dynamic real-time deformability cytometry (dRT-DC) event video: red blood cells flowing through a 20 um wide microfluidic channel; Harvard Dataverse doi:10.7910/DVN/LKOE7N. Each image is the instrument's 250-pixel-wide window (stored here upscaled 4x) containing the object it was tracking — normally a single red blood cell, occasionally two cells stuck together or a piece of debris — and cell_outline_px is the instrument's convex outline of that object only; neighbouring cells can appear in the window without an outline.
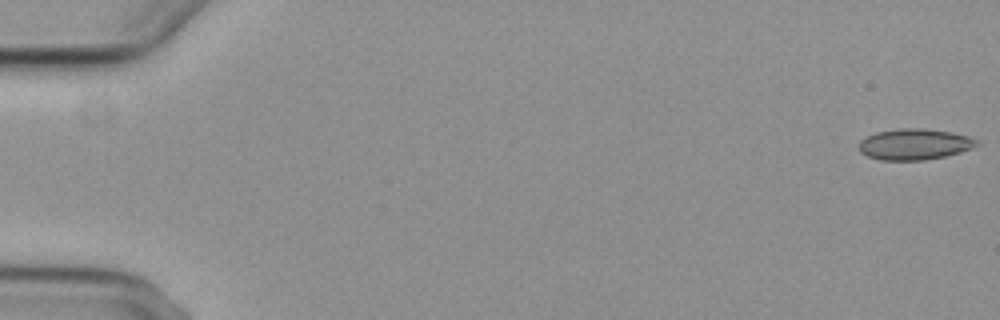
{"species": "common noctule bat (a hibernating species)", "species_latin": "Nyctalus noctula", "temperature_condition": "cold", "stored_images_in_passage": 5, "camera_frame_rate_fps": 3000, "um_per_image_px": 0.085, "animal": {"sex": "female", "body_mass_g": 29.2, "forearm_length_mm": 56.3}, "frame": {"image": 1, "passage_image": 1, "time_ms": 0.0, "image_size_px": [1000, 320], "cell_outline_px": [[980, 144], [972, 148], [960, 152], [944, 156], [924, 160], [880, 160], [868, 156], [860, 152], [860, 140], [876, 132], [900, 128], [924, 128], [952, 132], [968, 136], [976, 140]], "centroid_in_image_um": [77.74, 12.26], "position_along_channel_um": 7.3, "area_um2": 21.21}}
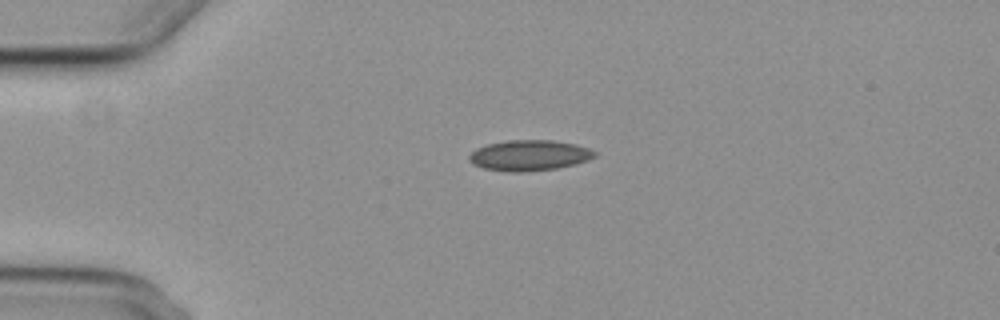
{"frame": {"image": 2, "passage_image": 4, "time_ms": 4.333, "image_size_px": [1000, 320], "cell_outline_px": [[596, 156], [588, 160], [576, 164], [556, 168], [524, 172], [504, 172], [484, 168], [472, 164], [468, 160], [468, 156], [476, 148], [488, 144], [508, 140], [552, 140], [576, 144], [588, 148], [596, 152]], "centroid_in_image_um": [44.97, 13.21], "position_along_channel_um": 40.0, "area_um2": 22.54}}